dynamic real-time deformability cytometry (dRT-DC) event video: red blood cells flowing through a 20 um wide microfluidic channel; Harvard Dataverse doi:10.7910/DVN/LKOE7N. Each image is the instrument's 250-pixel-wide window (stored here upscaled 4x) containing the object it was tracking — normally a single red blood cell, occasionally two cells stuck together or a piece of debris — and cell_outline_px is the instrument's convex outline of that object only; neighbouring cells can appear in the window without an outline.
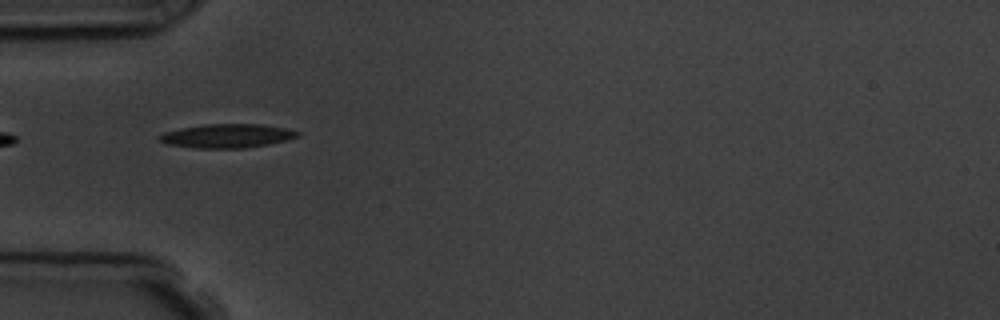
{"species": "common noctule bat (a hibernating species)", "species_latin": "Nyctalus noctula", "temperature_condition": "room temperature", "stored_images_in_passage": 5, "camera_frame_rate_fps": 3000, "um_per_image_px": 0.085, "animal": {"sex": "male", "body_mass_g": 19.5, "forearm_length_mm": 54.6}, "frame": {"image": 1, "passage_image": 3, "time_ms": 2.333, "image_size_px": [1000, 320], "cell_outline_px": [[300, 136], [268, 144], [244, 148], [196, 148], [168, 144], [160, 140], [156, 136], [164, 132], [180, 128], [204, 124], [260, 124], [288, 128], [300, 132]], "centroid_in_image_um": [19.3, 11.54], "position_along_channel_um": 65.7, "area_um2": 19.19}}